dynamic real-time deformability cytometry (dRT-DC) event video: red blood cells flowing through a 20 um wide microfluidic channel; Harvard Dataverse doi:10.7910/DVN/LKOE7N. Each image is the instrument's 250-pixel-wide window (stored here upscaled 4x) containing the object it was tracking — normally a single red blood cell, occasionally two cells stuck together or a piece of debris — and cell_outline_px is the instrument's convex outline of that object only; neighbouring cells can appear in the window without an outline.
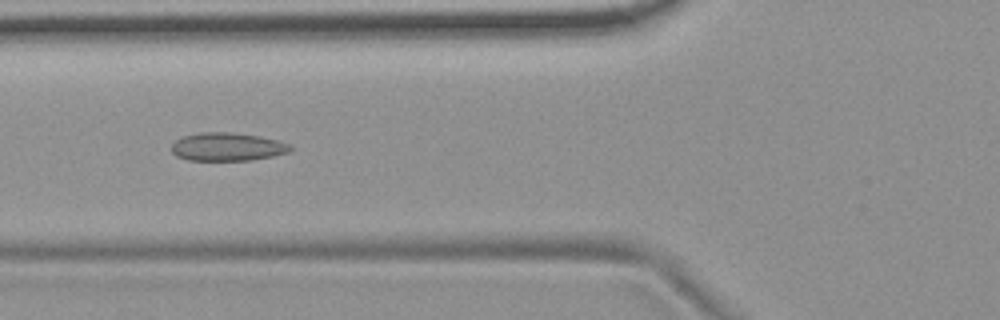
{"species": "common noctule bat (a hibernating species)", "species_latin": "Nyctalus noctula", "temperature_condition": "room temperature", "stored_images_in_passage": 54, "camera_frame_rate_fps": 3000, "um_per_image_px": 0.085, "animal": {"sex": "female", "body_mass_g": 19.9}, "frame": {"image": 1, "passage_image": 20, "time_ms": 6.333, "image_size_px": [1000, 320], "cell_outline_px": [[292, 148], [288, 152], [272, 156], [252, 160], [188, 160], [176, 156], [172, 152], [172, 144], [176, 140], [184, 136], [200, 132], [232, 132], [260, 136], [276, 140], [288, 144]], "centroid_in_image_um": [19.3, 12.47], "position_along_channel_um": 106.5, "area_um2": 19.42}}
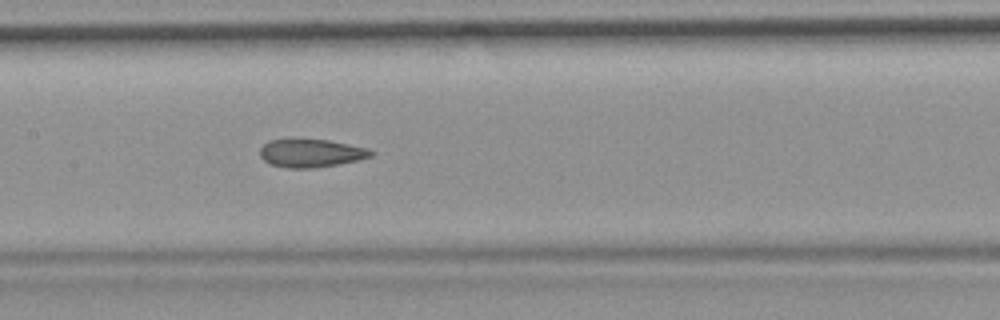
{"frame": {"image": 2, "passage_image": 26, "time_ms": 8.333, "image_size_px": [1000, 320], "cell_outline_px": [[376, 152], [372, 156], [356, 160], [336, 164], [312, 168], [288, 168], [272, 164], [264, 160], [260, 156], [260, 148], [268, 140], [328, 140], [368, 148]], "centroid_in_image_um": [26.44, 13.02], "position_along_channel_um": 181.0, "area_um2": 17.86}}
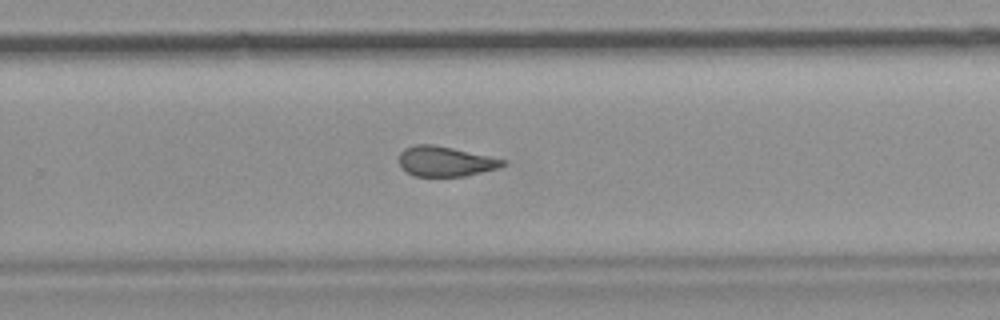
{"frame": {"image": 3, "passage_image": 35, "time_ms": 11.333, "image_size_px": [1000, 320], "cell_outline_px": [[504, 164], [496, 168], [464, 176], [416, 176], [400, 168], [400, 152], [404, 148], [416, 144], [432, 144], [452, 148], [488, 156], [504, 160]], "centroid_in_image_um": [37.78, 13.71], "position_along_channel_um": 292.0, "area_um2": 17.74}, "authors_computed_cell_mechanics": {"area_um2": 19.4208, "velocity_mm_per_s": 3.7156, "shape_relaxation_time_tau1_ms": null, "shape_relaxation_time_tau2_ms": 2.0319, "deformation_change_tau1": null, "deformation_change_tau2": 0.0842}}